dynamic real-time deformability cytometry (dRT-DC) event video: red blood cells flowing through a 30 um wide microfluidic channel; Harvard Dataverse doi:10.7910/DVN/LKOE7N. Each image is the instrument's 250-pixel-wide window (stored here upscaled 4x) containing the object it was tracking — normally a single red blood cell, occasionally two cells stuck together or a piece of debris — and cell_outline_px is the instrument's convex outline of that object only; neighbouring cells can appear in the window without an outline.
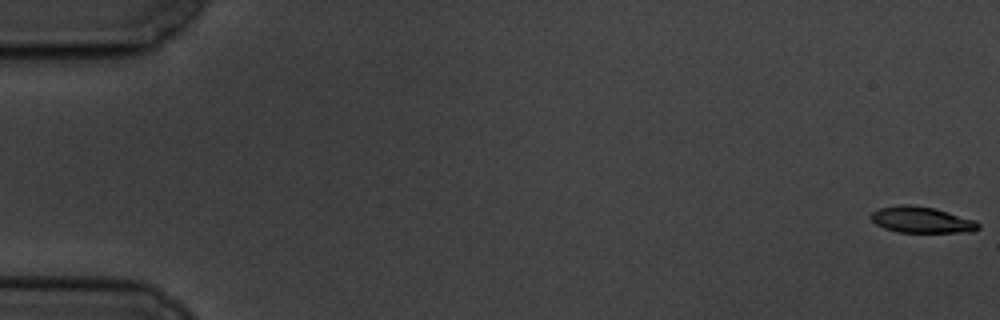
{"species": "common noctule bat (a hibernating species)", "species_latin": "Nyctalus noctula", "temperature_condition": "cold", "stored_images_in_passage": 59, "camera_frame_rate_fps": 3000, "um_per_image_px": 0.085, "animal": {"sex": "male", "body_mass_g": 19.5, "forearm_length_mm": 54.6}, "frame": {"image": 1, "passage_image": 1, "time_ms": 0.0, "image_size_px": [1000, 320], "cell_outline_px": [[980, 228], [972, 232], [896, 232], [884, 228], [876, 224], [872, 220], [872, 212], [880, 208], [900, 204], [908, 204], [936, 208], [976, 220], [980, 224]], "centroid_in_image_um": [78.37, 18.68], "position_along_channel_um": 6.6, "area_um2": 16.47}}
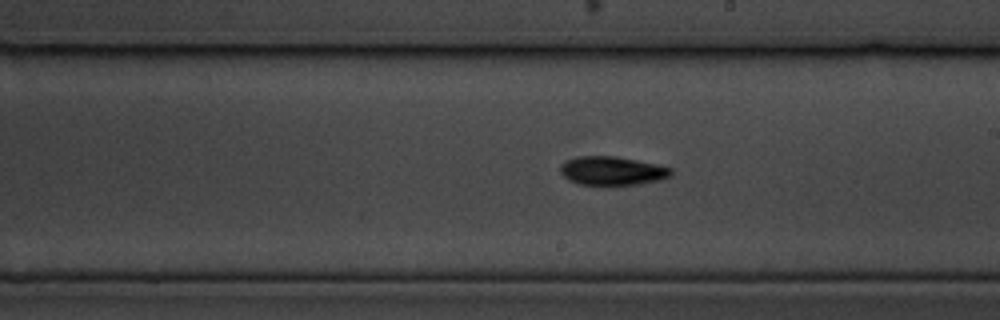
{"frame": {"image": 2, "passage_image": 34, "time_ms": 11.0, "image_size_px": [1000, 320], "cell_outline_px": [[672, 176], [660, 180], [640, 184], [576, 184], [568, 180], [560, 172], [560, 164], [576, 156], [616, 156], [656, 164], [672, 168]], "centroid_in_image_um": [52.03, 14.51], "position_along_channel_um": 237.0, "area_um2": 18.5}}
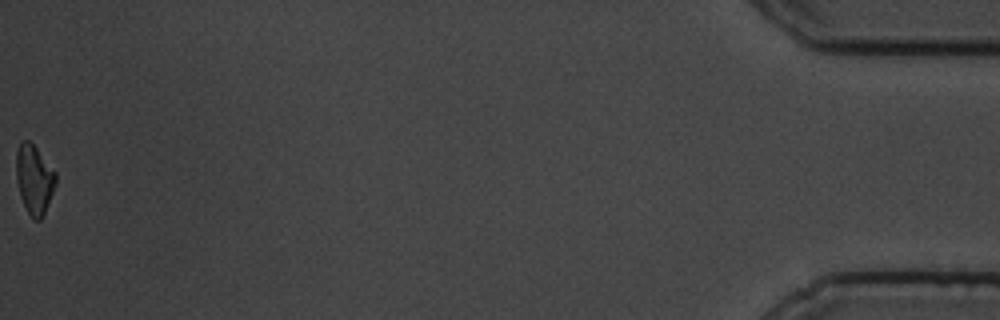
{"frame": {"image": 3, "passage_image": 59, "time_ms": 19.333, "image_size_px": [1000, 320], "cell_outline_px": [[56, 184], [44, 216], [40, 220], [32, 220], [20, 196], [16, 180], [16, 152], [20, 140], [28, 140], [36, 148], [56, 172]], "centroid_in_image_um": [2.91, 15.26], "position_along_channel_um": 432.3, "area_um2": 16.07}, "authors_computed_cell_mechanics": {"area_um2": 17.3978, "velocity_mm_per_s": 3.4848, "shape_relaxation_time_tau1_ms": 4.3685, "shape_relaxation_time_tau2_ms": null, "deformation_change_tau1": 0.1433, "deformation_change_tau2": null}}